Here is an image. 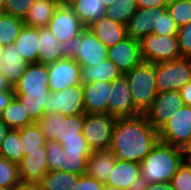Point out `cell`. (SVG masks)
I'll return each mask as SVG.
<instances>
[{
	"label": "cell",
	"mask_w": 191,
	"mask_h": 190,
	"mask_svg": "<svg viewBox=\"0 0 191 190\" xmlns=\"http://www.w3.org/2000/svg\"><path fill=\"white\" fill-rule=\"evenodd\" d=\"M158 142V131L143 114L116 118L109 150L118 160L140 164Z\"/></svg>",
	"instance_id": "obj_1"
},
{
	"label": "cell",
	"mask_w": 191,
	"mask_h": 190,
	"mask_svg": "<svg viewBox=\"0 0 191 190\" xmlns=\"http://www.w3.org/2000/svg\"><path fill=\"white\" fill-rule=\"evenodd\" d=\"M181 148L158 142L140 163V175L149 183H168L184 162Z\"/></svg>",
	"instance_id": "obj_2"
},
{
	"label": "cell",
	"mask_w": 191,
	"mask_h": 190,
	"mask_svg": "<svg viewBox=\"0 0 191 190\" xmlns=\"http://www.w3.org/2000/svg\"><path fill=\"white\" fill-rule=\"evenodd\" d=\"M124 75L128 80L134 107L141 114H144L158 94L155 64L141 61L136 67Z\"/></svg>",
	"instance_id": "obj_3"
},
{
	"label": "cell",
	"mask_w": 191,
	"mask_h": 190,
	"mask_svg": "<svg viewBox=\"0 0 191 190\" xmlns=\"http://www.w3.org/2000/svg\"><path fill=\"white\" fill-rule=\"evenodd\" d=\"M84 114L63 116L58 112L42 116L36 123L47 141H56L59 144L65 140L84 139L82 127Z\"/></svg>",
	"instance_id": "obj_4"
},
{
	"label": "cell",
	"mask_w": 191,
	"mask_h": 190,
	"mask_svg": "<svg viewBox=\"0 0 191 190\" xmlns=\"http://www.w3.org/2000/svg\"><path fill=\"white\" fill-rule=\"evenodd\" d=\"M157 92L179 91L191 81V58L179 57L175 60L155 63Z\"/></svg>",
	"instance_id": "obj_5"
},
{
	"label": "cell",
	"mask_w": 191,
	"mask_h": 190,
	"mask_svg": "<svg viewBox=\"0 0 191 190\" xmlns=\"http://www.w3.org/2000/svg\"><path fill=\"white\" fill-rule=\"evenodd\" d=\"M115 121L108 113L84 114L82 135L92 151L109 150Z\"/></svg>",
	"instance_id": "obj_6"
},
{
	"label": "cell",
	"mask_w": 191,
	"mask_h": 190,
	"mask_svg": "<svg viewBox=\"0 0 191 190\" xmlns=\"http://www.w3.org/2000/svg\"><path fill=\"white\" fill-rule=\"evenodd\" d=\"M139 42L142 61L155 64L181 57L177 36L151 33Z\"/></svg>",
	"instance_id": "obj_7"
},
{
	"label": "cell",
	"mask_w": 191,
	"mask_h": 190,
	"mask_svg": "<svg viewBox=\"0 0 191 190\" xmlns=\"http://www.w3.org/2000/svg\"><path fill=\"white\" fill-rule=\"evenodd\" d=\"M49 171H63L72 174H86L87 160L91 152H63V147L56 141H47Z\"/></svg>",
	"instance_id": "obj_8"
},
{
	"label": "cell",
	"mask_w": 191,
	"mask_h": 190,
	"mask_svg": "<svg viewBox=\"0 0 191 190\" xmlns=\"http://www.w3.org/2000/svg\"><path fill=\"white\" fill-rule=\"evenodd\" d=\"M158 134L160 142L182 148L191 137V106L183 105Z\"/></svg>",
	"instance_id": "obj_9"
},
{
	"label": "cell",
	"mask_w": 191,
	"mask_h": 190,
	"mask_svg": "<svg viewBox=\"0 0 191 190\" xmlns=\"http://www.w3.org/2000/svg\"><path fill=\"white\" fill-rule=\"evenodd\" d=\"M58 112L63 116L85 114L83 85L68 87L59 92H51L44 114Z\"/></svg>",
	"instance_id": "obj_10"
},
{
	"label": "cell",
	"mask_w": 191,
	"mask_h": 190,
	"mask_svg": "<svg viewBox=\"0 0 191 190\" xmlns=\"http://www.w3.org/2000/svg\"><path fill=\"white\" fill-rule=\"evenodd\" d=\"M183 105L179 91H166L156 95L143 115L150 125L159 131Z\"/></svg>",
	"instance_id": "obj_11"
},
{
	"label": "cell",
	"mask_w": 191,
	"mask_h": 190,
	"mask_svg": "<svg viewBox=\"0 0 191 190\" xmlns=\"http://www.w3.org/2000/svg\"><path fill=\"white\" fill-rule=\"evenodd\" d=\"M47 28L61 43L80 35L86 26L67 4H60L54 11Z\"/></svg>",
	"instance_id": "obj_12"
},
{
	"label": "cell",
	"mask_w": 191,
	"mask_h": 190,
	"mask_svg": "<svg viewBox=\"0 0 191 190\" xmlns=\"http://www.w3.org/2000/svg\"><path fill=\"white\" fill-rule=\"evenodd\" d=\"M107 113L114 118H131L141 115L134 107L132 94L125 75L111 82Z\"/></svg>",
	"instance_id": "obj_13"
},
{
	"label": "cell",
	"mask_w": 191,
	"mask_h": 190,
	"mask_svg": "<svg viewBox=\"0 0 191 190\" xmlns=\"http://www.w3.org/2000/svg\"><path fill=\"white\" fill-rule=\"evenodd\" d=\"M81 66L70 58H62L48 65V87L51 92H59L68 87L82 84Z\"/></svg>",
	"instance_id": "obj_14"
},
{
	"label": "cell",
	"mask_w": 191,
	"mask_h": 190,
	"mask_svg": "<svg viewBox=\"0 0 191 190\" xmlns=\"http://www.w3.org/2000/svg\"><path fill=\"white\" fill-rule=\"evenodd\" d=\"M108 59L117 66L122 75L131 71L142 61L139 40L126 37L109 47Z\"/></svg>",
	"instance_id": "obj_15"
},
{
	"label": "cell",
	"mask_w": 191,
	"mask_h": 190,
	"mask_svg": "<svg viewBox=\"0 0 191 190\" xmlns=\"http://www.w3.org/2000/svg\"><path fill=\"white\" fill-rule=\"evenodd\" d=\"M80 50L74 59L81 67L95 66L108 59L105 46L87 27L81 33Z\"/></svg>",
	"instance_id": "obj_16"
},
{
	"label": "cell",
	"mask_w": 191,
	"mask_h": 190,
	"mask_svg": "<svg viewBox=\"0 0 191 190\" xmlns=\"http://www.w3.org/2000/svg\"><path fill=\"white\" fill-rule=\"evenodd\" d=\"M82 85L85 112L87 114L107 113L111 82L93 81Z\"/></svg>",
	"instance_id": "obj_17"
},
{
	"label": "cell",
	"mask_w": 191,
	"mask_h": 190,
	"mask_svg": "<svg viewBox=\"0 0 191 190\" xmlns=\"http://www.w3.org/2000/svg\"><path fill=\"white\" fill-rule=\"evenodd\" d=\"M19 177L25 182H40L49 171L47 150H34L18 164Z\"/></svg>",
	"instance_id": "obj_18"
},
{
	"label": "cell",
	"mask_w": 191,
	"mask_h": 190,
	"mask_svg": "<svg viewBox=\"0 0 191 190\" xmlns=\"http://www.w3.org/2000/svg\"><path fill=\"white\" fill-rule=\"evenodd\" d=\"M15 92H45L48 87V65L31 63L14 85Z\"/></svg>",
	"instance_id": "obj_19"
},
{
	"label": "cell",
	"mask_w": 191,
	"mask_h": 190,
	"mask_svg": "<svg viewBox=\"0 0 191 190\" xmlns=\"http://www.w3.org/2000/svg\"><path fill=\"white\" fill-rule=\"evenodd\" d=\"M87 28L108 48L127 37L126 26L112 21L105 15Z\"/></svg>",
	"instance_id": "obj_20"
},
{
	"label": "cell",
	"mask_w": 191,
	"mask_h": 190,
	"mask_svg": "<svg viewBox=\"0 0 191 190\" xmlns=\"http://www.w3.org/2000/svg\"><path fill=\"white\" fill-rule=\"evenodd\" d=\"M30 63L23 59L16 46H5L0 57V73L14 86Z\"/></svg>",
	"instance_id": "obj_21"
},
{
	"label": "cell",
	"mask_w": 191,
	"mask_h": 190,
	"mask_svg": "<svg viewBox=\"0 0 191 190\" xmlns=\"http://www.w3.org/2000/svg\"><path fill=\"white\" fill-rule=\"evenodd\" d=\"M139 175L140 164L116 159L105 185L120 190H127Z\"/></svg>",
	"instance_id": "obj_22"
},
{
	"label": "cell",
	"mask_w": 191,
	"mask_h": 190,
	"mask_svg": "<svg viewBox=\"0 0 191 190\" xmlns=\"http://www.w3.org/2000/svg\"><path fill=\"white\" fill-rule=\"evenodd\" d=\"M116 159L110 150L92 151L87 160L86 174L105 184Z\"/></svg>",
	"instance_id": "obj_23"
},
{
	"label": "cell",
	"mask_w": 191,
	"mask_h": 190,
	"mask_svg": "<svg viewBox=\"0 0 191 190\" xmlns=\"http://www.w3.org/2000/svg\"><path fill=\"white\" fill-rule=\"evenodd\" d=\"M62 43L49 31L47 27L39 28V53L37 63L50 65L62 59Z\"/></svg>",
	"instance_id": "obj_24"
},
{
	"label": "cell",
	"mask_w": 191,
	"mask_h": 190,
	"mask_svg": "<svg viewBox=\"0 0 191 190\" xmlns=\"http://www.w3.org/2000/svg\"><path fill=\"white\" fill-rule=\"evenodd\" d=\"M59 5L58 0H35L23 19L25 25L36 28L47 27Z\"/></svg>",
	"instance_id": "obj_25"
},
{
	"label": "cell",
	"mask_w": 191,
	"mask_h": 190,
	"mask_svg": "<svg viewBox=\"0 0 191 190\" xmlns=\"http://www.w3.org/2000/svg\"><path fill=\"white\" fill-rule=\"evenodd\" d=\"M18 52L28 63H37L39 53V28L24 25L14 42Z\"/></svg>",
	"instance_id": "obj_26"
},
{
	"label": "cell",
	"mask_w": 191,
	"mask_h": 190,
	"mask_svg": "<svg viewBox=\"0 0 191 190\" xmlns=\"http://www.w3.org/2000/svg\"><path fill=\"white\" fill-rule=\"evenodd\" d=\"M122 73L117 66L109 59L99 62L95 66H87L80 68V79L82 84L93 81L112 82L119 78Z\"/></svg>",
	"instance_id": "obj_27"
},
{
	"label": "cell",
	"mask_w": 191,
	"mask_h": 190,
	"mask_svg": "<svg viewBox=\"0 0 191 190\" xmlns=\"http://www.w3.org/2000/svg\"><path fill=\"white\" fill-rule=\"evenodd\" d=\"M51 91L45 92H15V97L23 105L25 111L33 122L44 116V107H48Z\"/></svg>",
	"instance_id": "obj_28"
},
{
	"label": "cell",
	"mask_w": 191,
	"mask_h": 190,
	"mask_svg": "<svg viewBox=\"0 0 191 190\" xmlns=\"http://www.w3.org/2000/svg\"><path fill=\"white\" fill-rule=\"evenodd\" d=\"M67 5L86 27L104 16L106 10L101 0H71Z\"/></svg>",
	"instance_id": "obj_29"
},
{
	"label": "cell",
	"mask_w": 191,
	"mask_h": 190,
	"mask_svg": "<svg viewBox=\"0 0 191 190\" xmlns=\"http://www.w3.org/2000/svg\"><path fill=\"white\" fill-rule=\"evenodd\" d=\"M127 37L141 40L152 33L153 26L151 25V12L146 8H138L131 16L127 25Z\"/></svg>",
	"instance_id": "obj_30"
},
{
	"label": "cell",
	"mask_w": 191,
	"mask_h": 190,
	"mask_svg": "<svg viewBox=\"0 0 191 190\" xmlns=\"http://www.w3.org/2000/svg\"><path fill=\"white\" fill-rule=\"evenodd\" d=\"M81 175L63 171H48L40 181L42 190H73Z\"/></svg>",
	"instance_id": "obj_31"
},
{
	"label": "cell",
	"mask_w": 191,
	"mask_h": 190,
	"mask_svg": "<svg viewBox=\"0 0 191 190\" xmlns=\"http://www.w3.org/2000/svg\"><path fill=\"white\" fill-rule=\"evenodd\" d=\"M151 12L152 33L162 36H176L179 27L166 7L148 8Z\"/></svg>",
	"instance_id": "obj_32"
},
{
	"label": "cell",
	"mask_w": 191,
	"mask_h": 190,
	"mask_svg": "<svg viewBox=\"0 0 191 190\" xmlns=\"http://www.w3.org/2000/svg\"><path fill=\"white\" fill-rule=\"evenodd\" d=\"M0 119L10 129H20L34 123L16 97L13 98L10 104L0 114Z\"/></svg>",
	"instance_id": "obj_33"
},
{
	"label": "cell",
	"mask_w": 191,
	"mask_h": 190,
	"mask_svg": "<svg viewBox=\"0 0 191 190\" xmlns=\"http://www.w3.org/2000/svg\"><path fill=\"white\" fill-rule=\"evenodd\" d=\"M20 137L22 140L24 156H28L31 151L34 150H47V140L36 122L20 128Z\"/></svg>",
	"instance_id": "obj_34"
},
{
	"label": "cell",
	"mask_w": 191,
	"mask_h": 190,
	"mask_svg": "<svg viewBox=\"0 0 191 190\" xmlns=\"http://www.w3.org/2000/svg\"><path fill=\"white\" fill-rule=\"evenodd\" d=\"M0 156L19 164L24 157L20 129H10L0 146Z\"/></svg>",
	"instance_id": "obj_35"
},
{
	"label": "cell",
	"mask_w": 191,
	"mask_h": 190,
	"mask_svg": "<svg viewBox=\"0 0 191 190\" xmlns=\"http://www.w3.org/2000/svg\"><path fill=\"white\" fill-rule=\"evenodd\" d=\"M25 23L22 19L6 13L0 15V44L5 47L14 44Z\"/></svg>",
	"instance_id": "obj_36"
},
{
	"label": "cell",
	"mask_w": 191,
	"mask_h": 190,
	"mask_svg": "<svg viewBox=\"0 0 191 190\" xmlns=\"http://www.w3.org/2000/svg\"><path fill=\"white\" fill-rule=\"evenodd\" d=\"M137 9L136 0H116L114 5L106 8L105 16L126 26Z\"/></svg>",
	"instance_id": "obj_37"
},
{
	"label": "cell",
	"mask_w": 191,
	"mask_h": 190,
	"mask_svg": "<svg viewBox=\"0 0 191 190\" xmlns=\"http://www.w3.org/2000/svg\"><path fill=\"white\" fill-rule=\"evenodd\" d=\"M166 8L178 27L191 22V0H170Z\"/></svg>",
	"instance_id": "obj_38"
},
{
	"label": "cell",
	"mask_w": 191,
	"mask_h": 190,
	"mask_svg": "<svg viewBox=\"0 0 191 190\" xmlns=\"http://www.w3.org/2000/svg\"><path fill=\"white\" fill-rule=\"evenodd\" d=\"M20 181L18 164L0 156V186L16 187Z\"/></svg>",
	"instance_id": "obj_39"
},
{
	"label": "cell",
	"mask_w": 191,
	"mask_h": 190,
	"mask_svg": "<svg viewBox=\"0 0 191 190\" xmlns=\"http://www.w3.org/2000/svg\"><path fill=\"white\" fill-rule=\"evenodd\" d=\"M174 190H191V164L184 160L169 182Z\"/></svg>",
	"instance_id": "obj_40"
},
{
	"label": "cell",
	"mask_w": 191,
	"mask_h": 190,
	"mask_svg": "<svg viewBox=\"0 0 191 190\" xmlns=\"http://www.w3.org/2000/svg\"><path fill=\"white\" fill-rule=\"evenodd\" d=\"M35 0H5V13L24 19Z\"/></svg>",
	"instance_id": "obj_41"
},
{
	"label": "cell",
	"mask_w": 191,
	"mask_h": 190,
	"mask_svg": "<svg viewBox=\"0 0 191 190\" xmlns=\"http://www.w3.org/2000/svg\"><path fill=\"white\" fill-rule=\"evenodd\" d=\"M176 36L181 57L191 58V22L179 27Z\"/></svg>",
	"instance_id": "obj_42"
},
{
	"label": "cell",
	"mask_w": 191,
	"mask_h": 190,
	"mask_svg": "<svg viewBox=\"0 0 191 190\" xmlns=\"http://www.w3.org/2000/svg\"><path fill=\"white\" fill-rule=\"evenodd\" d=\"M81 34L62 43L61 55L63 58L75 59L80 50Z\"/></svg>",
	"instance_id": "obj_43"
},
{
	"label": "cell",
	"mask_w": 191,
	"mask_h": 190,
	"mask_svg": "<svg viewBox=\"0 0 191 190\" xmlns=\"http://www.w3.org/2000/svg\"><path fill=\"white\" fill-rule=\"evenodd\" d=\"M105 184L99 182L94 177L83 174L79 177L78 182L73 190H103Z\"/></svg>",
	"instance_id": "obj_44"
},
{
	"label": "cell",
	"mask_w": 191,
	"mask_h": 190,
	"mask_svg": "<svg viewBox=\"0 0 191 190\" xmlns=\"http://www.w3.org/2000/svg\"><path fill=\"white\" fill-rule=\"evenodd\" d=\"M63 152H92L85 139L65 140Z\"/></svg>",
	"instance_id": "obj_45"
},
{
	"label": "cell",
	"mask_w": 191,
	"mask_h": 190,
	"mask_svg": "<svg viewBox=\"0 0 191 190\" xmlns=\"http://www.w3.org/2000/svg\"><path fill=\"white\" fill-rule=\"evenodd\" d=\"M170 0H136L138 8L167 7Z\"/></svg>",
	"instance_id": "obj_46"
},
{
	"label": "cell",
	"mask_w": 191,
	"mask_h": 190,
	"mask_svg": "<svg viewBox=\"0 0 191 190\" xmlns=\"http://www.w3.org/2000/svg\"><path fill=\"white\" fill-rule=\"evenodd\" d=\"M15 97L14 90L0 91V114L4 109L10 104V102Z\"/></svg>",
	"instance_id": "obj_47"
},
{
	"label": "cell",
	"mask_w": 191,
	"mask_h": 190,
	"mask_svg": "<svg viewBox=\"0 0 191 190\" xmlns=\"http://www.w3.org/2000/svg\"><path fill=\"white\" fill-rule=\"evenodd\" d=\"M184 105L191 106V81L179 90Z\"/></svg>",
	"instance_id": "obj_48"
},
{
	"label": "cell",
	"mask_w": 191,
	"mask_h": 190,
	"mask_svg": "<svg viewBox=\"0 0 191 190\" xmlns=\"http://www.w3.org/2000/svg\"><path fill=\"white\" fill-rule=\"evenodd\" d=\"M15 190H42L40 182L20 181Z\"/></svg>",
	"instance_id": "obj_49"
},
{
	"label": "cell",
	"mask_w": 191,
	"mask_h": 190,
	"mask_svg": "<svg viewBox=\"0 0 191 190\" xmlns=\"http://www.w3.org/2000/svg\"><path fill=\"white\" fill-rule=\"evenodd\" d=\"M148 183L139 175L127 190H147Z\"/></svg>",
	"instance_id": "obj_50"
},
{
	"label": "cell",
	"mask_w": 191,
	"mask_h": 190,
	"mask_svg": "<svg viewBox=\"0 0 191 190\" xmlns=\"http://www.w3.org/2000/svg\"><path fill=\"white\" fill-rule=\"evenodd\" d=\"M147 190H174V189L168 182V183H149Z\"/></svg>",
	"instance_id": "obj_51"
},
{
	"label": "cell",
	"mask_w": 191,
	"mask_h": 190,
	"mask_svg": "<svg viewBox=\"0 0 191 190\" xmlns=\"http://www.w3.org/2000/svg\"><path fill=\"white\" fill-rule=\"evenodd\" d=\"M14 90V86L0 73V91Z\"/></svg>",
	"instance_id": "obj_52"
},
{
	"label": "cell",
	"mask_w": 191,
	"mask_h": 190,
	"mask_svg": "<svg viewBox=\"0 0 191 190\" xmlns=\"http://www.w3.org/2000/svg\"><path fill=\"white\" fill-rule=\"evenodd\" d=\"M9 130L10 128L6 125V123L0 119V146L6 138V135L9 132Z\"/></svg>",
	"instance_id": "obj_53"
},
{
	"label": "cell",
	"mask_w": 191,
	"mask_h": 190,
	"mask_svg": "<svg viewBox=\"0 0 191 190\" xmlns=\"http://www.w3.org/2000/svg\"><path fill=\"white\" fill-rule=\"evenodd\" d=\"M181 151L184 155L185 160H188L191 157V137L186 142V144L181 148Z\"/></svg>",
	"instance_id": "obj_54"
},
{
	"label": "cell",
	"mask_w": 191,
	"mask_h": 190,
	"mask_svg": "<svg viewBox=\"0 0 191 190\" xmlns=\"http://www.w3.org/2000/svg\"><path fill=\"white\" fill-rule=\"evenodd\" d=\"M101 1L104 2L105 7L107 8V7L114 5L116 0H101Z\"/></svg>",
	"instance_id": "obj_55"
},
{
	"label": "cell",
	"mask_w": 191,
	"mask_h": 190,
	"mask_svg": "<svg viewBox=\"0 0 191 190\" xmlns=\"http://www.w3.org/2000/svg\"><path fill=\"white\" fill-rule=\"evenodd\" d=\"M5 0H0V15L5 13Z\"/></svg>",
	"instance_id": "obj_56"
},
{
	"label": "cell",
	"mask_w": 191,
	"mask_h": 190,
	"mask_svg": "<svg viewBox=\"0 0 191 190\" xmlns=\"http://www.w3.org/2000/svg\"><path fill=\"white\" fill-rule=\"evenodd\" d=\"M16 187H1L0 190H15Z\"/></svg>",
	"instance_id": "obj_57"
},
{
	"label": "cell",
	"mask_w": 191,
	"mask_h": 190,
	"mask_svg": "<svg viewBox=\"0 0 191 190\" xmlns=\"http://www.w3.org/2000/svg\"><path fill=\"white\" fill-rule=\"evenodd\" d=\"M103 190H120V189L108 187L105 185Z\"/></svg>",
	"instance_id": "obj_58"
},
{
	"label": "cell",
	"mask_w": 191,
	"mask_h": 190,
	"mask_svg": "<svg viewBox=\"0 0 191 190\" xmlns=\"http://www.w3.org/2000/svg\"><path fill=\"white\" fill-rule=\"evenodd\" d=\"M71 0H58V2L60 4H67L68 2H70Z\"/></svg>",
	"instance_id": "obj_59"
},
{
	"label": "cell",
	"mask_w": 191,
	"mask_h": 190,
	"mask_svg": "<svg viewBox=\"0 0 191 190\" xmlns=\"http://www.w3.org/2000/svg\"><path fill=\"white\" fill-rule=\"evenodd\" d=\"M3 49H4V47L0 44V57H1L2 53H3Z\"/></svg>",
	"instance_id": "obj_60"
},
{
	"label": "cell",
	"mask_w": 191,
	"mask_h": 190,
	"mask_svg": "<svg viewBox=\"0 0 191 190\" xmlns=\"http://www.w3.org/2000/svg\"><path fill=\"white\" fill-rule=\"evenodd\" d=\"M187 161L191 164V157Z\"/></svg>",
	"instance_id": "obj_61"
}]
</instances>
